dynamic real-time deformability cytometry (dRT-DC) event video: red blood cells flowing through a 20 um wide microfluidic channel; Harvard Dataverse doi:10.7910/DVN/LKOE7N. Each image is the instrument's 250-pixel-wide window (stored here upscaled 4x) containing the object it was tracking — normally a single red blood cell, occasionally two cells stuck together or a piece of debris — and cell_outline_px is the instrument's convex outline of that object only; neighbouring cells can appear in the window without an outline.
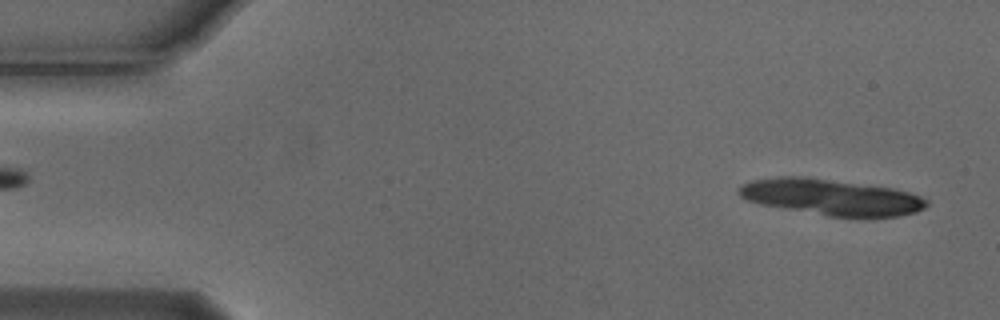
{"species": "Egyptian fruit bat (a non-hibernating species)", "species_latin": "Rousettus aegyptiacus", "temperature_condition": "cold", "stored_images_in_passage": 5, "segment_of_instrument_passage": [2, 2], "camera_frame_rate_fps": 3000, "um_per_image_px": 0.085, "animal": {"sex": "male"}, "frame": {"image": 1, "passage_image": 5, "time_ms": 1.333, "image_size_px": [1000, 320], "cell_outline_px": [[928, 204], [924, 208], [916, 212], [900, 216], [828, 216], [760, 204], [748, 200], [740, 196], [736, 192], [744, 184], [752, 180], [780, 176], [796, 176], [892, 188], [908, 192], [920, 196], [928, 200]], "centroid_in_image_um": [70.64, 16.76], "position_along_channel_um": 14.4, "area_um2": 38.73}}